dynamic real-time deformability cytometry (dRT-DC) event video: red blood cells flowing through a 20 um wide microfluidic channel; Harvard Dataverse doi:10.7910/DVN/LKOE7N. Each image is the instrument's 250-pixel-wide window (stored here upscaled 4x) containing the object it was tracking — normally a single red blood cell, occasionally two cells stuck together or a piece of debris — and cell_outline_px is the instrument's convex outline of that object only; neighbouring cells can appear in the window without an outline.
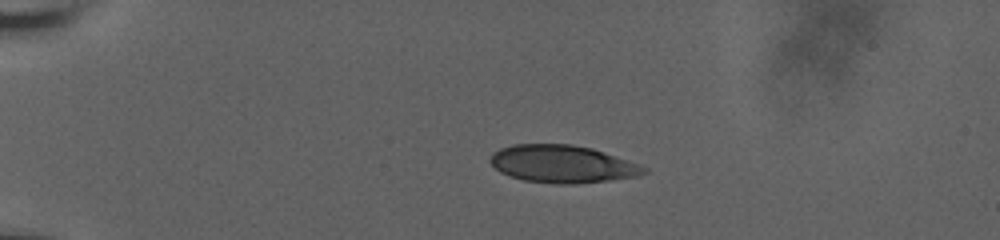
{"species": "human", "species_latin": "Homo sapiens", "temperature_condition": "room temperature", "stored_images_in_passage": 45, "camera_frame_rate_fps": 3000, "um_per_image_px": 0.085, "donor": {"sex": "male"}, "frame": {"image": 1, "passage_image": 1, "time_ms": 0.0, "image_size_px": [1000, 240], "cell_outline_px": [[648, 172], [640, 176], [576, 184], [556, 184], [524, 180], [500, 172], [488, 160], [492, 152], [500, 148], [512, 144], [572, 144], [592, 148], [640, 164], [648, 168]], "centroid_in_image_um": [47.81, 13.93], "position_along_channel_um": 37.2, "area_um2": 33.81}}
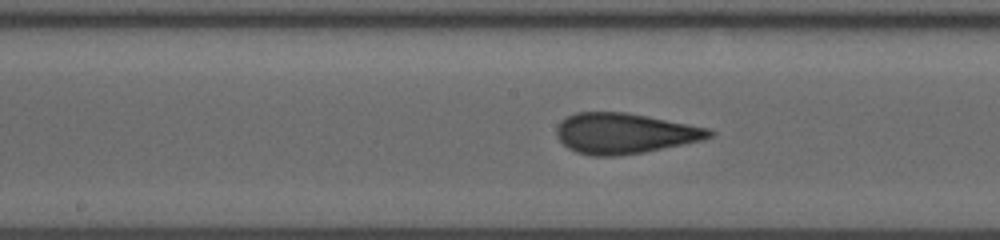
{"frame": {"image": 2, "passage_image": 19, "time_ms": 6.0, "image_size_px": [1000, 240], "cell_outline_px": [[716, 132], [712, 136], [704, 140], [644, 152], [616, 156], [592, 156], [576, 152], [568, 148], [556, 136], [556, 128], [560, 120], [576, 112], [624, 112], [648, 116], [708, 128]], "centroid_in_image_um": [53.08, 11.34], "position_along_channel_um": 195.1, "area_um2": 36.13}}
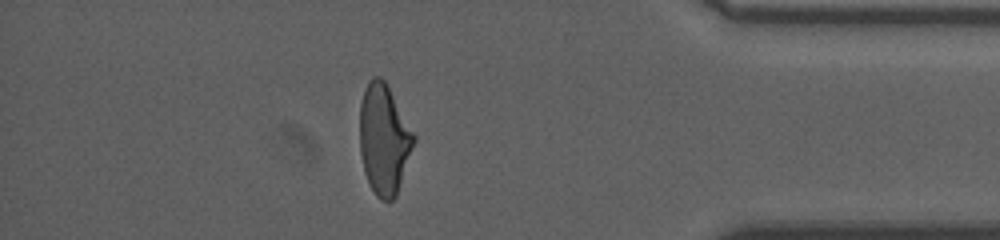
{"frame": {"image": 3, "passage_image": 38, "time_ms": 12.333, "image_size_px": [1000, 240], "cell_outline_px": [[416, 140], [396, 196], [392, 200], [380, 200], [376, 196], [364, 172], [360, 152], [360, 104], [368, 80], [372, 76], [380, 76], [384, 80], [416, 136]], "centroid_in_image_um": [32.64, 11.84], "position_along_channel_um": 402.6, "area_um2": 34.51}, "authors_computed_cell_mechanics": {"area_um2": 35.3736, "velocity_mm_per_s": 3.7216, "shape_relaxation_time_tau1_ms": null, "shape_relaxation_time_tau2_ms": 0.9551, "deformation_change_tau1": null, "deformation_change_tau2": 0.0854}}